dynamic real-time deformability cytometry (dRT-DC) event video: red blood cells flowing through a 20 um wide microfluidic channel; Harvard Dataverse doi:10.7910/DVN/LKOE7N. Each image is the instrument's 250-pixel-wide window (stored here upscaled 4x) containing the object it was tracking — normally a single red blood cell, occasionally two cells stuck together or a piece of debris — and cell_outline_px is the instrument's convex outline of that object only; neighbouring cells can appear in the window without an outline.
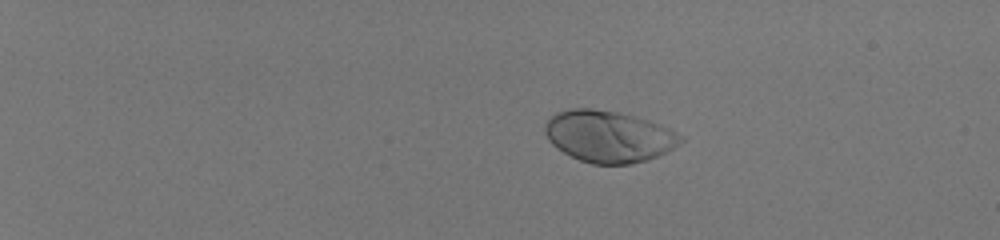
{"species": "human", "species_latin": "Homo sapiens", "temperature_condition": "room temperature", "stored_images_in_passage": 44, "camera_frame_rate_fps": 3000, "um_per_image_px": 0.085, "donor": {"sex": "male"}, "frame": {"image": 1, "passage_image": 1, "time_ms": 0.0, "image_size_px": [1000, 240], "cell_outline_px": [[684, 140], [680, 144], [648, 160], [628, 164], [592, 164], [580, 160], [556, 148], [548, 140], [544, 132], [544, 124], [556, 112], [572, 108], [592, 108], [620, 112], [648, 120], [660, 124], [684, 136]], "centroid_in_image_um": [51.72, 11.58], "position_along_channel_um": 33.3, "area_um2": 40.92}}
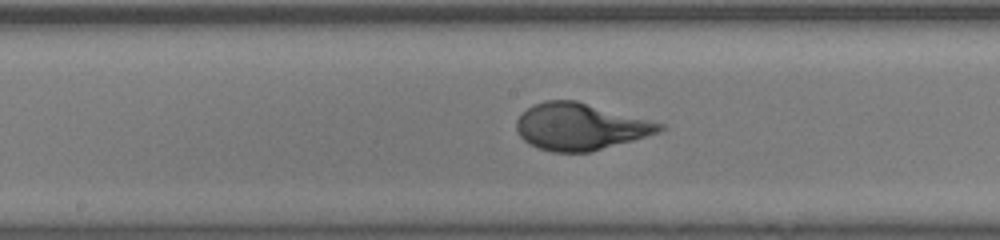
{"frame": {"image": 2, "passage_image": 23, "time_ms": 7.333, "image_size_px": [1000, 240], "cell_outline_px": [[664, 128], [660, 132], [632, 140], [588, 152], [552, 152], [536, 148], [528, 144], [516, 132], [516, 120], [532, 104], [544, 100], [576, 100], [664, 124]], "centroid_in_image_um": [49.26, 10.76], "position_along_channel_um": 198.9, "area_um2": 38.84}}
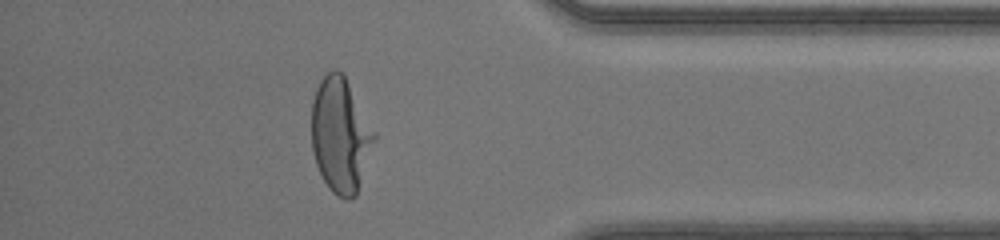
{"frame": {"image": 3, "passage_image": 39, "time_ms": 12.667, "image_size_px": [1000, 240], "cell_outline_px": [[376, 140], [356, 196], [352, 200], [344, 200], [332, 192], [328, 188], [316, 164], [312, 148], [312, 100], [316, 88], [320, 80], [332, 68], [336, 68], [344, 76], [376, 132]], "centroid_in_image_um": [28.95, 11.51], "position_along_channel_um": 406.3, "area_um2": 42.08}, "authors_computed_cell_mechanics": {"area_um2": 38.9861, "velocity_mm_per_s": 4.1258, "shape_relaxation_time_tau1_ms": 3.2086, "shape_relaxation_time_tau2_ms": null, "deformation_change_tau1": 0.2096, "deformation_change_tau2": null}}